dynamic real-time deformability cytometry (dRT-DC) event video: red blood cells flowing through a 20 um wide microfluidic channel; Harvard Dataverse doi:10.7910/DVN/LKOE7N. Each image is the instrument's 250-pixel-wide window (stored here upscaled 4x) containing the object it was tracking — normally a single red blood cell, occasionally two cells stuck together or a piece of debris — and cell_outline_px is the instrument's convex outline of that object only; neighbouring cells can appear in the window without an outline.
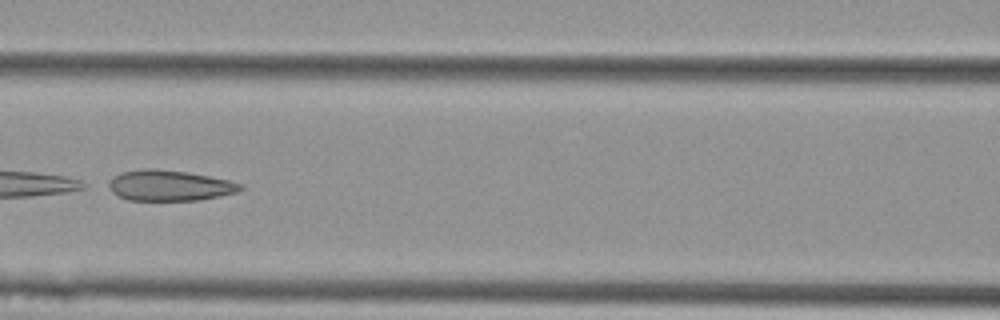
{"species": "Egyptian fruit bat (a non-hibernating species)", "species_latin": "Rousettus aegyptiacus", "temperature_condition": "cold", "stored_images_in_passage": 35, "camera_frame_rate_fps": 3000, "um_per_image_px": 0.085, "animal": {"sex": "female"}, "frame": {"image": 1, "passage_image": 11, "time_ms": 3.333, "image_size_px": [1000, 320], "cell_outline_px": [[244, 188], [236, 192], [220, 196], [200, 200], [128, 200], [112, 192], [104, 184], [112, 176], [124, 172], [148, 168], [152, 168], [188, 172], [228, 180], [244, 184]], "centroid_in_image_um": [14.38, 15.77], "position_along_channel_um": 152.2, "area_um2": 23.64}}